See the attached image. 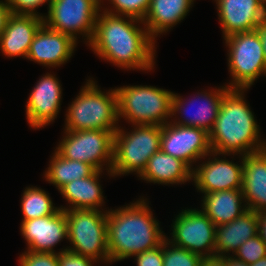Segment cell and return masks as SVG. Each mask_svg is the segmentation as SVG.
I'll return each mask as SVG.
<instances>
[{"label":"cell","mask_w":266,"mask_h":266,"mask_svg":"<svg viewBox=\"0 0 266 266\" xmlns=\"http://www.w3.org/2000/svg\"><path fill=\"white\" fill-rule=\"evenodd\" d=\"M66 131L107 130L119 128L117 93L114 89L101 90L93 78L86 81L66 110Z\"/></svg>","instance_id":"4"},{"label":"cell","mask_w":266,"mask_h":266,"mask_svg":"<svg viewBox=\"0 0 266 266\" xmlns=\"http://www.w3.org/2000/svg\"><path fill=\"white\" fill-rule=\"evenodd\" d=\"M249 266H266V256L263 257L262 259H259L253 264H250Z\"/></svg>","instance_id":"40"},{"label":"cell","mask_w":266,"mask_h":266,"mask_svg":"<svg viewBox=\"0 0 266 266\" xmlns=\"http://www.w3.org/2000/svg\"><path fill=\"white\" fill-rule=\"evenodd\" d=\"M257 212L247 210L235 220L216 226L215 256L234 254L247 239L257 235Z\"/></svg>","instance_id":"22"},{"label":"cell","mask_w":266,"mask_h":266,"mask_svg":"<svg viewBox=\"0 0 266 266\" xmlns=\"http://www.w3.org/2000/svg\"><path fill=\"white\" fill-rule=\"evenodd\" d=\"M11 15H12L11 9L7 4V1L0 0V35L6 28L7 21Z\"/></svg>","instance_id":"35"},{"label":"cell","mask_w":266,"mask_h":266,"mask_svg":"<svg viewBox=\"0 0 266 266\" xmlns=\"http://www.w3.org/2000/svg\"><path fill=\"white\" fill-rule=\"evenodd\" d=\"M246 89H230L209 131L210 146L220 154L247 155L266 149L260 127L245 99Z\"/></svg>","instance_id":"3"},{"label":"cell","mask_w":266,"mask_h":266,"mask_svg":"<svg viewBox=\"0 0 266 266\" xmlns=\"http://www.w3.org/2000/svg\"><path fill=\"white\" fill-rule=\"evenodd\" d=\"M242 193L249 210L266 209V149L243 155Z\"/></svg>","instance_id":"20"},{"label":"cell","mask_w":266,"mask_h":266,"mask_svg":"<svg viewBox=\"0 0 266 266\" xmlns=\"http://www.w3.org/2000/svg\"><path fill=\"white\" fill-rule=\"evenodd\" d=\"M18 260L20 266H59L58 253L25 250Z\"/></svg>","instance_id":"31"},{"label":"cell","mask_w":266,"mask_h":266,"mask_svg":"<svg viewBox=\"0 0 266 266\" xmlns=\"http://www.w3.org/2000/svg\"><path fill=\"white\" fill-rule=\"evenodd\" d=\"M20 232L28 251L58 253L53 248L68 239L65 211L60 209L53 215L21 221Z\"/></svg>","instance_id":"16"},{"label":"cell","mask_w":266,"mask_h":266,"mask_svg":"<svg viewBox=\"0 0 266 266\" xmlns=\"http://www.w3.org/2000/svg\"><path fill=\"white\" fill-rule=\"evenodd\" d=\"M44 171L45 180L55 185L58 191L67 183L90 176L95 169L85 162L69 160L61 157L55 150Z\"/></svg>","instance_id":"26"},{"label":"cell","mask_w":266,"mask_h":266,"mask_svg":"<svg viewBox=\"0 0 266 266\" xmlns=\"http://www.w3.org/2000/svg\"><path fill=\"white\" fill-rule=\"evenodd\" d=\"M96 262L97 261L93 258L79 255L67 248H62V250L58 252L59 266H93Z\"/></svg>","instance_id":"33"},{"label":"cell","mask_w":266,"mask_h":266,"mask_svg":"<svg viewBox=\"0 0 266 266\" xmlns=\"http://www.w3.org/2000/svg\"><path fill=\"white\" fill-rule=\"evenodd\" d=\"M118 118L132 125L163 126L171 120L173 92L147 85L115 87Z\"/></svg>","instance_id":"5"},{"label":"cell","mask_w":266,"mask_h":266,"mask_svg":"<svg viewBox=\"0 0 266 266\" xmlns=\"http://www.w3.org/2000/svg\"><path fill=\"white\" fill-rule=\"evenodd\" d=\"M220 155H224V159L220 158ZM226 155L237 154H218L212 151L203 158L205 160L208 157L207 161L196 165V168L192 170V180L197 191L207 194L215 191L242 189L243 155H239L240 164L226 160Z\"/></svg>","instance_id":"14"},{"label":"cell","mask_w":266,"mask_h":266,"mask_svg":"<svg viewBox=\"0 0 266 266\" xmlns=\"http://www.w3.org/2000/svg\"><path fill=\"white\" fill-rule=\"evenodd\" d=\"M21 210L24 220H32L57 213L60 208L54 206V203L44 189L40 187L29 186L23 191L21 197Z\"/></svg>","instance_id":"27"},{"label":"cell","mask_w":266,"mask_h":266,"mask_svg":"<svg viewBox=\"0 0 266 266\" xmlns=\"http://www.w3.org/2000/svg\"><path fill=\"white\" fill-rule=\"evenodd\" d=\"M201 266H226V263L222 257L213 256L203 258Z\"/></svg>","instance_id":"38"},{"label":"cell","mask_w":266,"mask_h":266,"mask_svg":"<svg viewBox=\"0 0 266 266\" xmlns=\"http://www.w3.org/2000/svg\"><path fill=\"white\" fill-rule=\"evenodd\" d=\"M67 219L68 250L109 264L107 211L95 209L64 210ZM100 260V261H99Z\"/></svg>","instance_id":"7"},{"label":"cell","mask_w":266,"mask_h":266,"mask_svg":"<svg viewBox=\"0 0 266 266\" xmlns=\"http://www.w3.org/2000/svg\"><path fill=\"white\" fill-rule=\"evenodd\" d=\"M103 171L95 170L86 178L76 179L65 184L59 192L68 202V207H59L62 210L70 209H95L99 211H108L102 209L105 205L100 179ZM71 205V206H70Z\"/></svg>","instance_id":"23"},{"label":"cell","mask_w":266,"mask_h":266,"mask_svg":"<svg viewBox=\"0 0 266 266\" xmlns=\"http://www.w3.org/2000/svg\"><path fill=\"white\" fill-rule=\"evenodd\" d=\"M163 247V266H201L203 257L184 248L173 245L165 239Z\"/></svg>","instance_id":"28"},{"label":"cell","mask_w":266,"mask_h":266,"mask_svg":"<svg viewBox=\"0 0 266 266\" xmlns=\"http://www.w3.org/2000/svg\"><path fill=\"white\" fill-rule=\"evenodd\" d=\"M195 0H151L143 20L148 34L156 42L187 16Z\"/></svg>","instance_id":"21"},{"label":"cell","mask_w":266,"mask_h":266,"mask_svg":"<svg viewBox=\"0 0 266 266\" xmlns=\"http://www.w3.org/2000/svg\"><path fill=\"white\" fill-rule=\"evenodd\" d=\"M129 132L123 127L114 133L113 177L137 174L139 177L146 168L150 157L160 150L161 126L132 125Z\"/></svg>","instance_id":"6"},{"label":"cell","mask_w":266,"mask_h":266,"mask_svg":"<svg viewBox=\"0 0 266 266\" xmlns=\"http://www.w3.org/2000/svg\"><path fill=\"white\" fill-rule=\"evenodd\" d=\"M160 149L185 162L192 170L193 163L212 152L209 133L198 127L180 126L167 122L161 126Z\"/></svg>","instance_id":"12"},{"label":"cell","mask_w":266,"mask_h":266,"mask_svg":"<svg viewBox=\"0 0 266 266\" xmlns=\"http://www.w3.org/2000/svg\"><path fill=\"white\" fill-rule=\"evenodd\" d=\"M257 235L266 244V209L257 212Z\"/></svg>","instance_id":"36"},{"label":"cell","mask_w":266,"mask_h":266,"mask_svg":"<svg viewBox=\"0 0 266 266\" xmlns=\"http://www.w3.org/2000/svg\"><path fill=\"white\" fill-rule=\"evenodd\" d=\"M61 86L59 79L48 72L37 81L26 101V119L31 128H44L57 118L62 102Z\"/></svg>","instance_id":"15"},{"label":"cell","mask_w":266,"mask_h":266,"mask_svg":"<svg viewBox=\"0 0 266 266\" xmlns=\"http://www.w3.org/2000/svg\"><path fill=\"white\" fill-rule=\"evenodd\" d=\"M229 90L230 88L226 85L221 86L220 88L218 87V89L212 88L208 91L202 90L203 92H197V95L195 94L192 99L190 98L188 100L183 96H179L177 93L173 92L171 108V118L173 119H171L170 122L180 126H192L202 128L209 133L218 116V112L224 95ZM195 102H199L200 105L197 104V110L195 109V112L192 110V113L188 111V109L190 107L193 108ZM179 115H181L182 117L180 118Z\"/></svg>","instance_id":"13"},{"label":"cell","mask_w":266,"mask_h":266,"mask_svg":"<svg viewBox=\"0 0 266 266\" xmlns=\"http://www.w3.org/2000/svg\"><path fill=\"white\" fill-rule=\"evenodd\" d=\"M77 42L65 33H61L42 24L31 42L27 59L48 68L60 67L72 57Z\"/></svg>","instance_id":"17"},{"label":"cell","mask_w":266,"mask_h":266,"mask_svg":"<svg viewBox=\"0 0 266 266\" xmlns=\"http://www.w3.org/2000/svg\"><path fill=\"white\" fill-rule=\"evenodd\" d=\"M11 9V13L15 15H34L45 18V15L39 14L36 9L47 3L48 9L51 0H6Z\"/></svg>","instance_id":"32"},{"label":"cell","mask_w":266,"mask_h":266,"mask_svg":"<svg viewBox=\"0 0 266 266\" xmlns=\"http://www.w3.org/2000/svg\"><path fill=\"white\" fill-rule=\"evenodd\" d=\"M171 237L173 245L184 248L203 258L215 256L216 226L200 209H183L176 215Z\"/></svg>","instance_id":"11"},{"label":"cell","mask_w":266,"mask_h":266,"mask_svg":"<svg viewBox=\"0 0 266 266\" xmlns=\"http://www.w3.org/2000/svg\"><path fill=\"white\" fill-rule=\"evenodd\" d=\"M233 256L250 265L266 256V244L256 235L239 246Z\"/></svg>","instance_id":"30"},{"label":"cell","mask_w":266,"mask_h":266,"mask_svg":"<svg viewBox=\"0 0 266 266\" xmlns=\"http://www.w3.org/2000/svg\"><path fill=\"white\" fill-rule=\"evenodd\" d=\"M255 30L260 36L263 46L264 56L266 59V17L259 23V25L255 28Z\"/></svg>","instance_id":"37"},{"label":"cell","mask_w":266,"mask_h":266,"mask_svg":"<svg viewBox=\"0 0 266 266\" xmlns=\"http://www.w3.org/2000/svg\"><path fill=\"white\" fill-rule=\"evenodd\" d=\"M140 197L134 203L107 211L109 263L123 261L161 245L166 234L153 216L152 209Z\"/></svg>","instance_id":"2"},{"label":"cell","mask_w":266,"mask_h":266,"mask_svg":"<svg viewBox=\"0 0 266 266\" xmlns=\"http://www.w3.org/2000/svg\"><path fill=\"white\" fill-rule=\"evenodd\" d=\"M202 198L201 210L215 226L229 223L248 210L242 189L210 192Z\"/></svg>","instance_id":"25"},{"label":"cell","mask_w":266,"mask_h":266,"mask_svg":"<svg viewBox=\"0 0 266 266\" xmlns=\"http://www.w3.org/2000/svg\"><path fill=\"white\" fill-rule=\"evenodd\" d=\"M139 24L144 25L141 20L100 10L93 38L87 46L116 67L150 72L156 64V43L147 28Z\"/></svg>","instance_id":"1"},{"label":"cell","mask_w":266,"mask_h":266,"mask_svg":"<svg viewBox=\"0 0 266 266\" xmlns=\"http://www.w3.org/2000/svg\"><path fill=\"white\" fill-rule=\"evenodd\" d=\"M112 8L101 7L103 11L113 15L132 17L143 21L148 11L151 0H108Z\"/></svg>","instance_id":"29"},{"label":"cell","mask_w":266,"mask_h":266,"mask_svg":"<svg viewBox=\"0 0 266 266\" xmlns=\"http://www.w3.org/2000/svg\"><path fill=\"white\" fill-rule=\"evenodd\" d=\"M55 151L63 158L90 164L95 170H106L113 177L114 133L107 130L66 131ZM106 168H105V167Z\"/></svg>","instance_id":"9"},{"label":"cell","mask_w":266,"mask_h":266,"mask_svg":"<svg viewBox=\"0 0 266 266\" xmlns=\"http://www.w3.org/2000/svg\"><path fill=\"white\" fill-rule=\"evenodd\" d=\"M225 40L231 81L230 89H248L260 77L266 76V59L256 30L230 35Z\"/></svg>","instance_id":"8"},{"label":"cell","mask_w":266,"mask_h":266,"mask_svg":"<svg viewBox=\"0 0 266 266\" xmlns=\"http://www.w3.org/2000/svg\"><path fill=\"white\" fill-rule=\"evenodd\" d=\"M260 5L266 10V0H258Z\"/></svg>","instance_id":"41"},{"label":"cell","mask_w":266,"mask_h":266,"mask_svg":"<svg viewBox=\"0 0 266 266\" xmlns=\"http://www.w3.org/2000/svg\"><path fill=\"white\" fill-rule=\"evenodd\" d=\"M139 177L147 183L178 185L192 181V169L182 160L160 149L150 157Z\"/></svg>","instance_id":"24"},{"label":"cell","mask_w":266,"mask_h":266,"mask_svg":"<svg viewBox=\"0 0 266 266\" xmlns=\"http://www.w3.org/2000/svg\"><path fill=\"white\" fill-rule=\"evenodd\" d=\"M134 257L137 266H163L162 243L156 248L144 251Z\"/></svg>","instance_id":"34"},{"label":"cell","mask_w":266,"mask_h":266,"mask_svg":"<svg viewBox=\"0 0 266 266\" xmlns=\"http://www.w3.org/2000/svg\"><path fill=\"white\" fill-rule=\"evenodd\" d=\"M223 39L242 32L254 31L266 17L258 0H214Z\"/></svg>","instance_id":"18"},{"label":"cell","mask_w":266,"mask_h":266,"mask_svg":"<svg viewBox=\"0 0 266 266\" xmlns=\"http://www.w3.org/2000/svg\"><path fill=\"white\" fill-rule=\"evenodd\" d=\"M44 23V19L34 15L12 14L6 28L0 35V50L6 57L27 59L31 42Z\"/></svg>","instance_id":"19"},{"label":"cell","mask_w":266,"mask_h":266,"mask_svg":"<svg viewBox=\"0 0 266 266\" xmlns=\"http://www.w3.org/2000/svg\"><path fill=\"white\" fill-rule=\"evenodd\" d=\"M222 258L225 260L226 266H249L245 262L236 259L233 255L223 256Z\"/></svg>","instance_id":"39"},{"label":"cell","mask_w":266,"mask_h":266,"mask_svg":"<svg viewBox=\"0 0 266 266\" xmlns=\"http://www.w3.org/2000/svg\"><path fill=\"white\" fill-rule=\"evenodd\" d=\"M101 9V0H51L44 24L70 35L76 42L80 34L89 44Z\"/></svg>","instance_id":"10"}]
</instances>
